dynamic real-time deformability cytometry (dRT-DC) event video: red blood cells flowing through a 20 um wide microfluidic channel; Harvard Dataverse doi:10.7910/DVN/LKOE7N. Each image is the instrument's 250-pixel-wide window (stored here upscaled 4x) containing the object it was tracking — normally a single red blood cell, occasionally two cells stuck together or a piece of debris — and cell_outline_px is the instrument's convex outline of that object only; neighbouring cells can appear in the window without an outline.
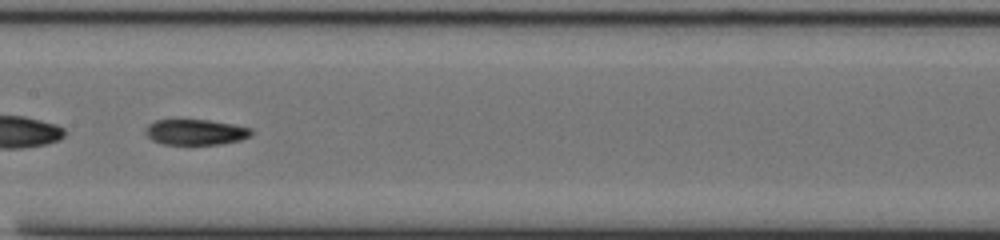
{"species": "common noctule bat (a hibernating species)", "species_latin": "Nyctalus noctula", "temperature_condition": "cold", "stored_images_in_passage": 51, "segment_of_instrument_passage": [2, 2], "camera_frame_rate_fps": 3000, "um_per_image_px": 0.085, "animal": {"sex": "male", "body_mass_g": 20.0, "forearm_length_mm": 53.3}, "frame": {"image": 1, "passage_image": 24, "time_ms": 7.667, "image_size_px": [1000, 240], "cell_outline_px": [[252, 132], [248, 136], [240, 140], [220, 144], [164, 144], [152, 140], [148, 136], [148, 124], [156, 120], [176, 116], [208, 120], [232, 124], [252, 128]], "centroid_in_image_um": [16.59, 11.17], "position_along_channel_um": 190.8, "area_um2": 16.18}}